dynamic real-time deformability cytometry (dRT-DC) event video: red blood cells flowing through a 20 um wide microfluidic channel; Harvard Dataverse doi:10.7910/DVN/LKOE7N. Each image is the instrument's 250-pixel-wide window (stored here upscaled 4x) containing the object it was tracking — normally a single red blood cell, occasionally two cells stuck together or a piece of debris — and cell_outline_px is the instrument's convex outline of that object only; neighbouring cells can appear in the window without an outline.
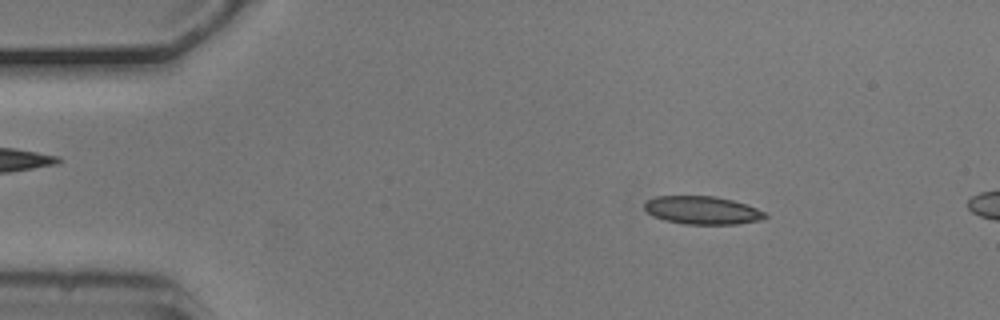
{"species": "common noctule bat (a hibernating species)", "species_latin": "Nyctalus noctula", "temperature_condition": "cold", "stored_images_in_passage": 5, "camera_frame_rate_fps": 3000, "um_per_image_px": 0.085, "animal": {"sex": "male", "body_mass_g": 20.5, "forearm_length_mm": 52.5}, "frame": {"image": 1, "passage_image": 3, "time_ms": 0.667, "image_size_px": [1000, 320], "cell_outline_px": [[768, 216], [760, 220], [736, 224], [684, 224], [664, 220], [652, 216], [644, 208], [644, 204], [648, 200], [656, 196], [716, 196], [748, 204], [764, 212]], "centroid_in_image_um": [59.69, 17.87], "position_along_channel_um": 25.3, "area_um2": 19.77}}